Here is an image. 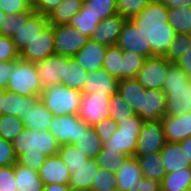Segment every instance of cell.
Returning <instances> with one entry per match:
<instances>
[{
  "label": "cell",
  "instance_id": "48",
  "mask_svg": "<svg viewBox=\"0 0 191 191\" xmlns=\"http://www.w3.org/2000/svg\"><path fill=\"white\" fill-rule=\"evenodd\" d=\"M17 163L12 142L0 138V167L10 166Z\"/></svg>",
  "mask_w": 191,
  "mask_h": 191
},
{
  "label": "cell",
  "instance_id": "37",
  "mask_svg": "<svg viewBox=\"0 0 191 191\" xmlns=\"http://www.w3.org/2000/svg\"><path fill=\"white\" fill-rule=\"evenodd\" d=\"M82 9L102 21L117 14V0H88Z\"/></svg>",
  "mask_w": 191,
  "mask_h": 191
},
{
  "label": "cell",
  "instance_id": "24",
  "mask_svg": "<svg viewBox=\"0 0 191 191\" xmlns=\"http://www.w3.org/2000/svg\"><path fill=\"white\" fill-rule=\"evenodd\" d=\"M115 175L119 191H129L136 183H140V180L143 178L139 162L135 156H128Z\"/></svg>",
  "mask_w": 191,
  "mask_h": 191
},
{
  "label": "cell",
  "instance_id": "33",
  "mask_svg": "<svg viewBox=\"0 0 191 191\" xmlns=\"http://www.w3.org/2000/svg\"><path fill=\"white\" fill-rule=\"evenodd\" d=\"M191 186V168L167 173L161 182L162 191H189Z\"/></svg>",
  "mask_w": 191,
  "mask_h": 191
},
{
  "label": "cell",
  "instance_id": "57",
  "mask_svg": "<svg viewBox=\"0 0 191 191\" xmlns=\"http://www.w3.org/2000/svg\"><path fill=\"white\" fill-rule=\"evenodd\" d=\"M181 148L191 164V136L180 141Z\"/></svg>",
  "mask_w": 191,
  "mask_h": 191
},
{
  "label": "cell",
  "instance_id": "7",
  "mask_svg": "<svg viewBox=\"0 0 191 191\" xmlns=\"http://www.w3.org/2000/svg\"><path fill=\"white\" fill-rule=\"evenodd\" d=\"M19 27L11 38L20 54L49 25L48 16L26 10L18 13Z\"/></svg>",
  "mask_w": 191,
  "mask_h": 191
},
{
  "label": "cell",
  "instance_id": "44",
  "mask_svg": "<svg viewBox=\"0 0 191 191\" xmlns=\"http://www.w3.org/2000/svg\"><path fill=\"white\" fill-rule=\"evenodd\" d=\"M109 107V117L116 122L135 115L134 111L130 108L124 98L118 93L110 97Z\"/></svg>",
  "mask_w": 191,
  "mask_h": 191
},
{
  "label": "cell",
  "instance_id": "39",
  "mask_svg": "<svg viewBox=\"0 0 191 191\" xmlns=\"http://www.w3.org/2000/svg\"><path fill=\"white\" fill-rule=\"evenodd\" d=\"M25 129L23 121L13 115H0V138L12 142Z\"/></svg>",
  "mask_w": 191,
  "mask_h": 191
},
{
  "label": "cell",
  "instance_id": "22",
  "mask_svg": "<svg viewBox=\"0 0 191 191\" xmlns=\"http://www.w3.org/2000/svg\"><path fill=\"white\" fill-rule=\"evenodd\" d=\"M125 20L119 14L105 18L100 21L90 39L107 46L116 45Z\"/></svg>",
  "mask_w": 191,
  "mask_h": 191
},
{
  "label": "cell",
  "instance_id": "23",
  "mask_svg": "<svg viewBox=\"0 0 191 191\" xmlns=\"http://www.w3.org/2000/svg\"><path fill=\"white\" fill-rule=\"evenodd\" d=\"M161 160L166 174L191 168L190 161L179 142H166L161 150Z\"/></svg>",
  "mask_w": 191,
  "mask_h": 191
},
{
  "label": "cell",
  "instance_id": "51",
  "mask_svg": "<svg viewBox=\"0 0 191 191\" xmlns=\"http://www.w3.org/2000/svg\"><path fill=\"white\" fill-rule=\"evenodd\" d=\"M18 27H19L18 14L6 15V18L3 21L0 28V35L12 38L17 33Z\"/></svg>",
  "mask_w": 191,
  "mask_h": 191
},
{
  "label": "cell",
  "instance_id": "41",
  "mask_svg": "<svg viewBox=\"0 0 191 191\" xmlns=\"http://www.w3.org/2000/svg\"><path fill=\"white\" fill-rule=\"evenodd\" d=\"M99 23L100 20H98L97 17L90 13H85V11L81 9L79 13L70 19L68 25L90 38Z\"/></svg>",
  "mask_w": 191,
  "mask_h": 191
},
{
  "label": "cell",
  "instance_id": "53",
  "mask_svg": "<svg viewBox=\"0 0 191 191\" xmlns=\"http://www.w3.org/2000/svg\"><path fill=\"white\" fill-rule=\"evenodd\" d=\"M129 191H162L161 182L143 177Z\"/></svg>",
  "mask_w": 191,
  "mask_h": 191
},
{
  "label": "cell",
  "instance_id": "35",
  "mask_svg": "<svg viewBox=\"0 0 191 191\" xmlns=\"http://www.w3.org/2000/svg\"><path fill=\"white\" fill-rule=\"evenodd\" d=\"M168 23L175 34L191 33V8H168Z\"/></svg>",
  "mask_w": 191,
  "mask_h": 191
},
{
  "label": "cell",
  "instance_id": "27",
  "mask_svg": "<svg viewBox=\"0 0 191 191\" xmlns=\"http://www.w3.org/2000/svg\"><path fill=\"white\" fill-rule=\"evenodd\" d=\"M88 72L73 57L64 56V71L61 85L82 91Z\"/></svg>",
  "mask_w": 191,
  "mask_h": 191
},
{
  "label": "cell",
  "instance_id": "52",
  "mask_svg": "<svg viewBox=\"0 0 191 191\" xmlns=\"http://www.w3.org/2000/svg\"><path fill=\"white\" fill-rule=\"evenodd\" d=\"M64 0H35L32 9L35 13L48 16L56 7H58Z\"/></svg>",
  "mask_w": 191,
  "mask_h": 191
},
{
  "label": "cell",
  "instance_id": "55",
  "mask_svg": "<svg viewBox=\"0 0 191 191\" xmlns=\"http://www.w3.org/2000/svg\"><path fill=\"white\" fill-rule=\"evenodd\" d=\"M175 63L181 67V69L191 79V48L184 55H182Z\"/></svg>",
  "mask_w": 191,
  "mask_h": 191
},
{
  "label": "cell",
  "instance_id": "12",
  "mask_svg": "<svg viewBox=\"0 0 191 191\" xmlns=\"http://www.w3.org/2000/svg\"><path fill=\"white\" fill-rule=\"evenodd\" d=\"M166 142L160 120L144 121L138 135L134 155L161 152Z\"/></svg>",
  "mask_w": 191,
  "mask_h": 191
},
{
  "label": "cell",
  "instance_id": "10",
  "mask_svg": "<svg viewBox=\"0 0 191 191\" xmlns=\"http://www.w3.org/2000/svg\"><path fill=\"white\" fill-rule=\"evenodd\" d=\"M86 126L78 115L53 116L48 131L61 146L75 143Z\"/></svg>",
  "mask_w": 191,
  "mask_h": 191
},
{
  "label": "cell",
  "instance_id": "25",
  "mask_svg": "<svg viewBox=\"0 0 191 191\" xmlns=\"http://www.w3.org/2000/svg\"><path fill=\"white\" fill-rule=\"evenodd\" d=\"M96 159L90 158L85 165L71 172L69 186L72 191H91V186L98 172Z\"/></svg>",
  "mask_w": 191,
  "mask_h": 191
},
{
  "label": "cell",
  "instance_id": "6",
  "mask_svg": "<svg viewBox=\"0 0 191 191\" xmlns=\"http://www.w3.org/2000/svg\"><path fill=\"white\" fill-rule=\"evenodd\" d=\"M143 122L136 114L118 121V128L109 140L103 142V147L123 152L127 156H134Z\"/></svg>",
  "mask_w": 191,
  "mask_h": 191
},
{
  "label": "cell",
  "instance_id": "17",
  "mask_svg": "<svg viewBox=\"0 0 191 191\" xmlns=\"http://www.w3.org/2000/svg\"><path fill=\"white\" fill-rule=\"evenodd\" d=\"M37 74L42 88L59 85L64 71V56L53 54L41 62L36 63Z\"/></svg>",
  "mask_w": 191,
  "mask_h": 191
},
{
  "label": "cell",
  "instance_id": "40",
  "mask_svg": "<svg viewBox=\"0 0 191 191\" xmlns=\"http://www.w3.org/2000/svg\"><path fill=\"white\" fill-rule=\"evenodd\" d=\"M146 59V57L140 54L124 50L122 57L121 80L135 78L138 71L144 65Z\"/></svg>",
  "mask_w": 191,
  "mask_h": 191
},
{
  "label": "cell",
  "instance_id": "32",
  "mask_svg": "<svg viewBox=\"0 0 191 191\" xmlns=\"http://www.w3.org/2000/svg\"><path fill=\"white\" fill-rule=\"evenodd\" d=\"M74 145L82 150L86 156L95 159L103 147V142L96 134L95 129L87 125Z\"/></svg>",
  "mask_w": 191,
  "mask_h": 191
},
{
  "label": "cell",
  "instance_id": "19",
  "mask_svg": "<svg viewBox=\"0 0 191 191\" xmlns=\"http://www.w3.org/2000/svg\"><path fill=\"white\" fill-rule=\"evenodd\" d=\"M38 172L44 185H69L71 173L58 154L48 156Z\"/></svg>",
  "mask_w": 191,
  "mask_h": 191
},
{
  "label": "cell",
  "instance_id": "14",
  "mask_svg": "<svg viewBox=\"0 0 191 191\" xmlns=\"http://www.w3.org/2000/svg\"><path fill=\"white\" fill-rule=\"evenodd\" d=\"M160 121L167 142H180L191 136V112L183 115H164Z\"/></svg>",
  "mask_w": 191,
  "mask_h": 191
},
{
  "label": "cell",
  "instance_id": "26",
  "mask_svg": "<svg viewBox=\"0 0 191 191\" xmlns=\"http://www.w3.org/2000/svg\"><path fill=\"white\" fill-rule=\"evenodd\" d=\"M117 93L124 98L136 115L140 113L145 88L136 78L119 80Z\"/></svg>",
  "mask_w": 191,
  "mask_h": 191
},
{
  "label": "cell",
  "instance_id": "34",
  "mask_svg": "<svg viewBox=\"0 0 191 191\" xmlns=\"http://www.w3.org/2000/svg\"><path fill=\"white\" fill-rule=\"evenodd\" d=\"M58 155L67 167L69 172L77 171V168L85 165L90 159L85 153L77 148L74 143L61 145L58 151Z\"/></svg>",
  "mask_w": 191,
  "mask_h": 191
},
{
  "label": "cell",
  "instance_id": "30",
  "mask_svg": "<svg viewBox=\"0 0 191 191\" xmlns=\"http://www.w3.org/2000/svg\"><path fill=\"white\" fill-rule=\"evenodd\" d=\"M134 156L139 162L143 177L162 182L166 172L161 160V152Z\"/></svg>",
  "mask_w": 191,
  "mask_h": 191
},
{
  "label": "cell",
  "instance_id": "28",
  "mask_svg": "<svg viewBox=\"0 0 191 191\" xmlns=\"http://www.w3.org/2000/svg\"><path fill=\"white\" fill-rule=\"evenodd\" d=\"M53 115L46 108L44 103L39 100L37 104L30 109L22 120L25 129H33L37 132L49 129Z\"/></svg>",
  "mask_w": 191,
  "mask_h": 191
},
{
  "label": "cell",
  "instance_id": "42",
  "mask_svg": "<svg viewBox=\"0 0 191 191\" xmlns=\"http://www.w3.org/2000/svg\"><path fill=\"white\" fill-rule=\"evenodd\" d=\"M191 48L190 34H175L174 40L170 43L165 57L170 62H175Z\"/></svg>",
  "mask_w": 191,
  "mask_h": 191
},
{
  "label": "cell",
  "instance_id": "29",
  "mask_svg": "<svg viewBox=\"0 0 191 191\" xmlns=\"http://www.w3.org/2000/svg\"><path fill=\"white\" fill-rule=\"evenodd\" d=\"M17 191H43L44 184L39 172L21 164H14Z\"/></svg>",
  "mask_w": 191,
  "mask_h": 191
},
{
  "label": "cell",
  "instance_id": "13",
  "mask_svg": "<svg viewBox=\"0 0 191 191\" xmlns=\"http://www.w3.org/2000/svg\"><path fill=\"white\" fill-rule=\"evenodd\" d=\"M53 54H55L54 32L53 25L49 24L41 34L20 53V59L38 63Z\"/></svg>",
  "mask_w": 191,
  "mask_h": 191
},
{
  "label": "cell",
  "instance_id": "31",
  "mask_svg": "<svg viewBox=\"0 0 191 191\" xmlns=\"http://www.w3.org/2000/svg\"><path fill=\"white\" fill-rule=\"evenodd\" d=\"M81 0H64L55 10L48 15L50 25H64L68 24L70 19L83 7Z\"/></svg>",
  "mask_w": 191,
  "mask_h": 191
},
{
  "label": "cell",
  "instance_id": "2",
  "mask_svg": "<svg viewBox=\"0 0 191 191\" xmlns=\"http://www.w3.org/2000/svg\"><path fill=\"white\" fill-rule=\"evenodd\" d=\"M17 156V163L39 171L48 156L57 155L60 145L48 131L37 132L23 129L12 141Z\"/></svg>",
  "mask_w": 191,
  "mask_h": 191
},
{
  "label": "cell",
  "instance_id": "49",
  "mask_svg": "<svg viewBox=\"0 0 191 191\" xmlns=\"http://www.w3.org/2000/svg\"><path fill=\"white\" fill-rule=\"evenodd\" d=\"M93 128L102 142H106L115 133L116 129L118 128V123L114 119L108 117L99 122Z\"/></svg>",
  "mask_w": 191,
  "mask_h": 191
},
{
  "label": "cell",
  "instance_id": "54",
  "mask_svg": "<svg viewBox=\"0 0 191 191\" xmlns=\"http://www.w3.org/2000/svg\"><path fill=\"white\" fill-rule=\"evenodd\" d=\"M14 71V61H0V88L6 89L8 79Z\"/></svg>",
  "mask_w": 191,
  "mask_h": 191
},
{
  "label": "cell",
  "instance_id": "15",
  "mask_svg": "<svg viewBox=\"0 0 191 191\" xmlns=\"http://www.w3.org/2000/svg\"><path fill=\"white\" fill-rule=\"evenodd\" d=\"M107 45L89 39L73 58L88 73L102 69Z\"/></svg>",
  "mask_w": 191,
  "mask_h": 191
},
{
  "label": "cell",
  "instance_id": "9",
  "mask_svg": "<svg viewBox=\"0 0 191 191\" xmlns=\"http://www.w3.org/2000/svg\"><path fill=\"white\" fill-rule=\"evenodd\" d=\"M56 55L73 57L90 39L68 24L53 26Z\"/></svg>",
  "mask_w": 191,
  "mask_h": 191
},
{
  "label": "cell",
  "instance_id": "4",
  "mask_svg": "<svg viewBox=\"0 0 191 191\" xmlns=\"http://www.w3.org/2000/svg\"><path fill=\"white\" fill-rule=\"evenodd\" d=\"M83 92L64 85H52L42 90L40 100L53 116L78 115Z\"/></svg>",
  "mask_w": 191,
  "mask_h": 191
},
{
  "label": "cell",
  "instance_id": "3",
  "mask_svg": "<svg viewBox=\"0 0 191 191\" xmlns=\"http://www.w3.org/2000/svg\"><path fill=\"white\" fill-rule=\"evenodd\" d=\"M162 90L167 98L165 115L191 112V79L175 62L169 65Z\"/></svg>",
  "mask_w": 191,
  "mask_h": 191
},
{
  "label": "cell",
  "instance_id": "20",
  "mask_svg": "<svg viewBox=\"0 0 191 191\" xmlns=\"http://www.w3.org/2000/svg\"><path fill=\"white\" fill-rule=\"evenodd\" d=\"M116 46L146 57V41L141 30L131 20H125Z\"/></svg>",
  "mask_w": 191,
  "mask_h": 191
},
{
  "label": "cell",
  "instance_id": "11",
  "mask_svg": "<svg viewBox=\"0 0 191 191\" xmlns=\"http://www.w3.org/2000/svg\"><path fill=\"white\" fill-rule=\"evenodd\" d=\"M171 63L165 56L148 57L135 78L145 89L162 90Z\"/></svg>",
  "mask_w": 191,
  "mask_h": 191
},
{
  "label": "cell",
  "instance_id": "1",
  "mask_svg": "<svg viewBox=\"0 0 191 191\" xmlns=\"http://www.w3.org/2000/svg\"><path fill=\"white\" fill-rule=\"evenodd\" d=\"M168 18V8L160 0H153L130 19L145 37L146 58L166 55L175 38V31L168 23Z\"/></svg>",
  "mask_w": 191,
  "mask_h": 191
},
{
  "label": "cell",
  "instance_id": "18",
  "mask_svg": "<svg viewBox=\"0 0 191 191\" xmlns=\"http://www.w3.org/2000/svg\"><path fill=\"white\" fill-rule=\"evenodd\" d=\"M41 95L22 96L6 90L2 99V114H9L23 120L27 112L40 100Z\"/></svg>",
  "mask_w": 191,
  "mask_h": 191
},
{
  "label": "cell",
  "instance_id": "21",
  "mask_svg": "<svg viewBox=\"0 0 191 191\" xmlns=\"http://www.w3.org/2000/svg\"><path fill=\"white\" fill-rule=\"evenodd\" d=\"M118 83V79L112 77L106 70L100 69L88 74L82 92L115 95L118 92Z\"/></svg>",
  "mask_w": 191,
  "mask_h": 191
},
{
  "label": "cell",
  "instance_id": "46",
  "mask_svg": "<svg viewBox=\"0 0 191 191\" xmlns=\"http://www.w3.org/2000/svg\"><path fill=\"white\" fill-rule=\"evenodd\" d=\"M0 191H17L14 165L0 167Z\"/></svg>",
  "mask_w": 191,
  "mask_h": 191
},
{
  "label": "cell",
  "instance_id": "45",
  "mask_svg": "<svg viewBox=\"0 0 191 191\" xmlns=\"http://www.w3.org/2000/svg\"><path fill=\"white\" fill-rule=\"evenodd\" d=\"M117 189V179L115 173L98 169L91 186V191H112Z\"/></svg>",
  "mask_w": 191,
  "mask_h": 191
},
{
  "label": "cell",
  "instance_id": "56",
  "mask_svg": "<svg viewBox=\"0 0 191 191\" xmlns=\"http://www.w3.org/2000/svg\"><path fill=\"white\" fill-rule=\"evenodd\" d=\"M167 8H191V0H160Z\"/></svg>",
  "mask_w": 191,
  "mask_h": 191
},
{
  "label": "cell",
  "instance_id": "5",
  "mask_svg": "<svg viewBox=\"0 0 191 191\" xmlns=\"http://www.w3.org/2000/svg\"><path fill=\"white\" fill-rule=\"evenodd\" d=\"M6 90L22 96L41 95L42 86L36 63L22 59L14 61V71L8 79Z\"/></svg>",
  "mask_w": 191,
  "mask_h": 191
},
{
  "label": "cell",
  "instance_id": "36",
  "mask_svg": "<svg viewBox=\"0 0 191 191\" xmlns=\"http://www.w3.org/2000/svg\"><path fill=\"white\" fill-rule=\"evenodd\" d=\"M127 157L123 152L102 147L95 159L100 169L116 173L123 166Z\"/></svg>",
  "mask_w": 191,
  "mask_h": 191
},
{
  "label": "cell",
  "instance_id": "58",
  "mask_svg": "<svg viewBox=\"0 0 191 191\" xmlns=\"http://www.w3.org/2000/svg\"><path fill=\"white\" fill-rule=\"evenodd\" d=\"M43 191H72L69 185L50 184L44 185Z\"/></svg>",
  "mask_w": 191,
  "mask_h": 191
},
{
  "label": "cell",
  "instance_id": "59",
  "mask_svg": "<svg viewBox=\"0 0 191 191\" xmlns=\"http://www.w3.org/2000/svg\"><path fill=\"white\" fill-rule=\"evenodd\" d=\"M6 89H1L0 88V115H2V109H1V105H2V99H3V95L5 93Z\"/></svg>",
  "mask_w": 191,
  "mask_h": 191
},
{
  "label": "cell",
  "instance_id": "61",
  "mask_svg": "<svg viewBox=\"0 0 191 191\" xmlns=\"http://www.w3.org/2000/svg\"><path fill=\"white\" fill-rule=\"evenodd\" d=\"M31 8L33 7L35 0H24Z\"/></svg>",
  "mask_w": 191,
  "mask_h": 191
},
{
  "label": "cell",
  "instance_id": "16",
  "mask_svg": "<svg viewBox=\"0 0 191 191\" xmlns=\"http://www.w3.org/2000/svg\"><path fill=\"white\" fill-rule=\"evenodd\" d=\"M166 94L161 89H145L141 111L143 121L160 120L166 113Z\"/></svg>",
  "mask_w": 191,
  "mask_h": 191
},
{
  "label": "cell",
  "instance_id": "8",
  "mask_svg": "<svg viewBox=\"0 0 191 191\" xmlns=\"http://www.w3.org/2000/svg\"><path fill=\"white\" fill-rule=\"evenodd\" d=\"M111 96L99 93H83L78 116L87 125L94 127L109 117Z\"/></svg>",
  "mask_w": 191,
  "mask_h": 191
},
{
  "label": "cell",
  "instance_id": "50",
  "mask_svg": "<svg viewBox=\"0 0 191 191\" xmlns=\"http://www.w3.org/2000/svg\"><path fill=\"white\" fill-rule=\"evenodd\" d=\"M0 8L4 11L5 15L32 10L24 0H0Z\"/></svg>",
  "mask_w": 191,
  "mask_h": 191
},
{
  "label": "cell",
  "instance_id": "43",
  "mask_svg": "<svg viewBox=\"0 0 191 191\" xmlns=\"http://www.w3.org/2000/svg\"><path fill=\"white\" fill-rule=\"evenodd\" d=\"M153 0H117V14L130 20L142 12Z\"/></svg>",
  "mask_w": 191,
  "mask_h": 191
},
{
  "label": "cell",
  "instance_id": "47",
  "mask_svg": "<svg viewBox=\"0 0 191 191\" xmlns=\"http://www.w3.org/2000/svg\"><path fill=\"white\" fill-rule=\"evenodd\" d=\"M20 58L11 38L0 35V61H16Z\"/></svg>",
  "mask_w": 191,
  "mask_h": 191
},
{
  "label": "cell",
  "instance_id": "38",
  "mask_svg": "<svg viewBox=\"0 0 191 191\" xmlns=\"http://www.w3.org/2000/svg\"><path fill=\"white\" fill-rule=\"evenodd\" d=\"M123 50L116 46H107L102 69L112 77L121 80Z\"/></svg>",
  "mask_w": 191,
  "mask_h": 191
},
{
  "label": "cell",
  "instance_id": "60",
  "mask_svg": "<svg viewBox=\"0 0 191 191\" xmlns=\"http://www.w3.org/2000/svg\"><path fill=\"white\" fill-rule=\"evenodd\" d=\"M6 18V15L4 13V11L0 8V28H1V25L3 23V21L5 20Z\"/></svg>",
  "mask_w": 191,
  "mask_h": 191
}]
</instances>
